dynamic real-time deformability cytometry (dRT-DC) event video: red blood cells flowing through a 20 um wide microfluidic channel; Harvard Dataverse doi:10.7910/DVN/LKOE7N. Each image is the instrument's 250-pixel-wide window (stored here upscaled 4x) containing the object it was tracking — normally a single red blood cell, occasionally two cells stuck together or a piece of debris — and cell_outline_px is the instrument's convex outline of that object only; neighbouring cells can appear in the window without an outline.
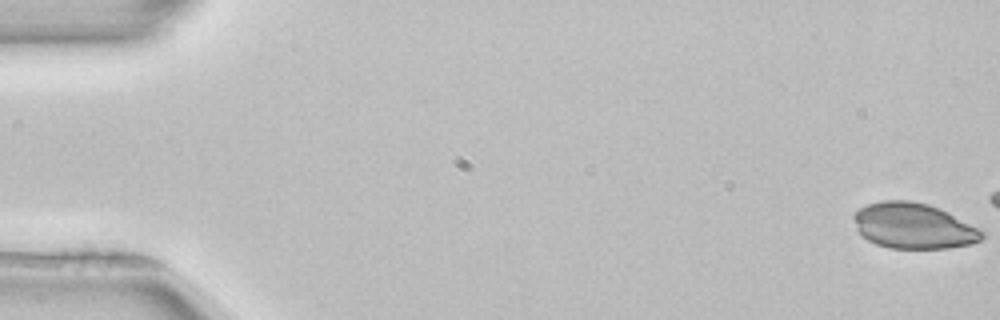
{"species": "common noctule bat (a hibernating species)", "species_latin": "Nyctalus noctula", "temperature_condition": "room temperature", "stored_images_in_passage": 10, "camera_frame_rate_fps": 3000, "um_per_image_px": 0.085, "animal": {"sex": "female", "body_mass_g": 22.7, "forearm_length_mm": 54.2}, "frame": {"image": 1, "passage_image": 1, "time_ms": 0.0, "image_size_px": [1000, 320], "cell_outline_px": [[984, 236], [980, 240], [972, 244], [948, 248], [888, 248], [876, 244], [868, 240], [856, 228], [852, 216], [860, 208], [868, 204], [880, 200], [908, 200], [928, 204], [940, 208], [948, 212], [984, 232]], "centroid_in_image_um": [77.63, 19.19], "position_along_channel_um": 7.4, "area_um2": 33.99}}